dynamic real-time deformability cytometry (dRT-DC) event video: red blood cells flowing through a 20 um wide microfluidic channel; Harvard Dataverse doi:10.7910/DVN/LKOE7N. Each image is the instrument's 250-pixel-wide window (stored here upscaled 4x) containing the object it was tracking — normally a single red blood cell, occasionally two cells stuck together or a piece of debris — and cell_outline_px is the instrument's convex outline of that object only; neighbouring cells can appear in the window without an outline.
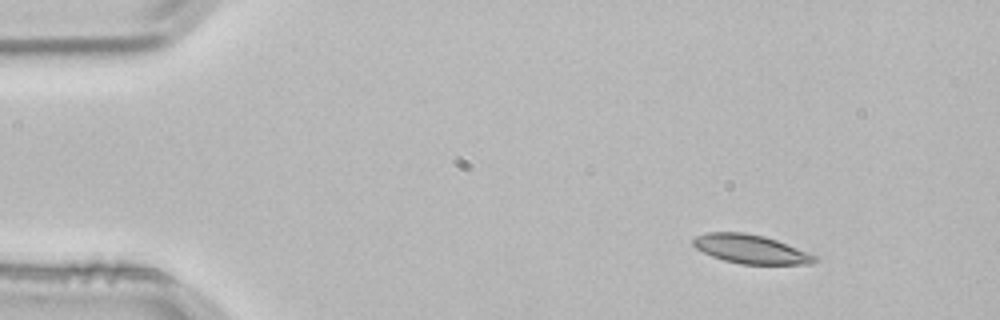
{"species": "common noctule bat (a hibernating species)", "species_latin": "Nyctalus noctula", "temperature_condition": "room temperature", "stored_images_in_passage": 3, "camera_frame_rate_fps": 3000, "um_per_image_px": 0.085, "animal": {"sex": "male", "body_mass_g": 21.5, "forearm_length_mm": 52.0}, "frame": {"image": 1, "passage_image": 1, "time_ms": 0.0, "image_size_px": [1000, 320], "cell_outline_px": [[820, 260], [812, 264], [740, 264], [724, 260], [712, 256], [696, 248], [692, 244], [692, 240], [696, 236], [708, 232], [744, 232], [764, 236], [776, 240], [820, 256]], "centroid_in_image_um": [63.87, 21.18], "position_along_channel_um": 21.1, "area_um2": 20.58}}
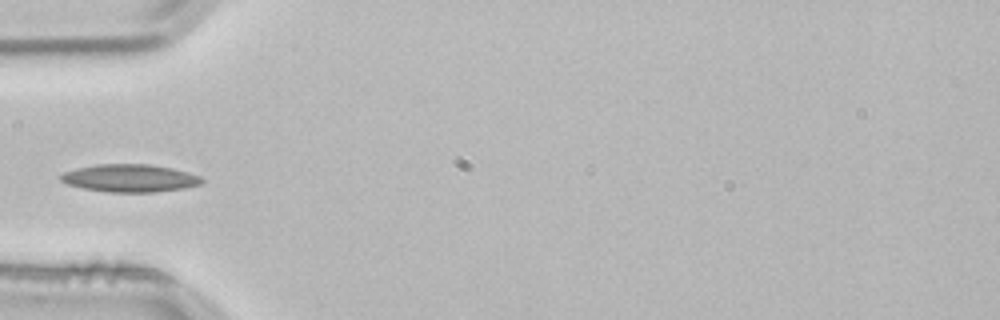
{"frame": {"image": 2, "passage_image": 3, "time_ms": 0.667, "image_size_px": [1000, 320], "cell_outline_px": [[204, 180], [200, 184], [184, 188], [156, 192], [108, 192], [84, 188], [68, 184], [60, 180], [60, 176], [64, 172], [76, 168], [96, 164], [148, 164], [172, 168], [188, 172], [200, 176]], "centroid_in_image_um": [11.04, 15.14], "position_along_channel_um": 74.0, "area_um2": 22.72}}